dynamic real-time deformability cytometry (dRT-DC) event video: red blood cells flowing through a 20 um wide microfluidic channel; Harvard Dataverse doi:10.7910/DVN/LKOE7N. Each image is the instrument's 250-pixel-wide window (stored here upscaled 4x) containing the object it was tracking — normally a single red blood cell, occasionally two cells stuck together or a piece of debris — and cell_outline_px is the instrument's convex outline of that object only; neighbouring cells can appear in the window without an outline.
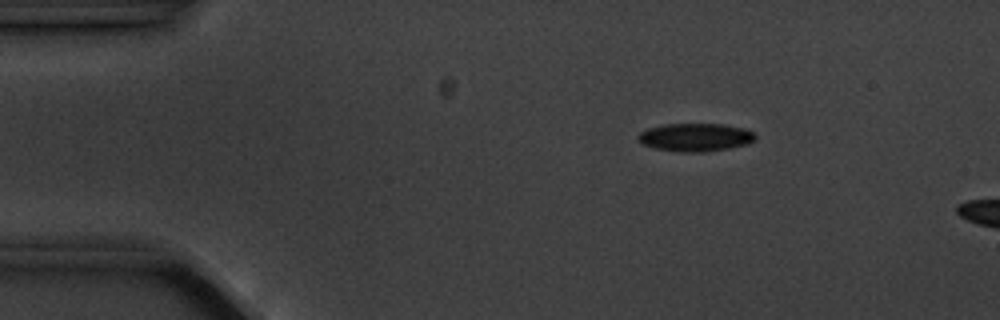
{"species": "common noctule bat (a hibernating species)", "species_latin": "Nyctalus noctula", "temperature_condition": "cold", "stored_images_in_passage": 3, "camera_frame_rate_fps": 3000, "um_per_image_px": 0.085, "animal": {"sex": "male", "body_mass_g": 20.1, "forearm_length_mm": 53.5}, "frame": {"image": 1, "passage_image": 2, "time_ms": 1.0, "image_size_px": [1000, 320], "cell_outline_px": [[756, 140], [748, 144], [728, 148], [704, 152], [680, 152], [656, 148], [644, 144], [636, 136], [640, 132], [648, 128], [664, 124], [724, 124], [744, 128], [752, 132], [756, 136]], "centroid_in_image_um": [59.13, 11.66], "position_along_channel_um": 25.9, "area_um2": 19.13}}